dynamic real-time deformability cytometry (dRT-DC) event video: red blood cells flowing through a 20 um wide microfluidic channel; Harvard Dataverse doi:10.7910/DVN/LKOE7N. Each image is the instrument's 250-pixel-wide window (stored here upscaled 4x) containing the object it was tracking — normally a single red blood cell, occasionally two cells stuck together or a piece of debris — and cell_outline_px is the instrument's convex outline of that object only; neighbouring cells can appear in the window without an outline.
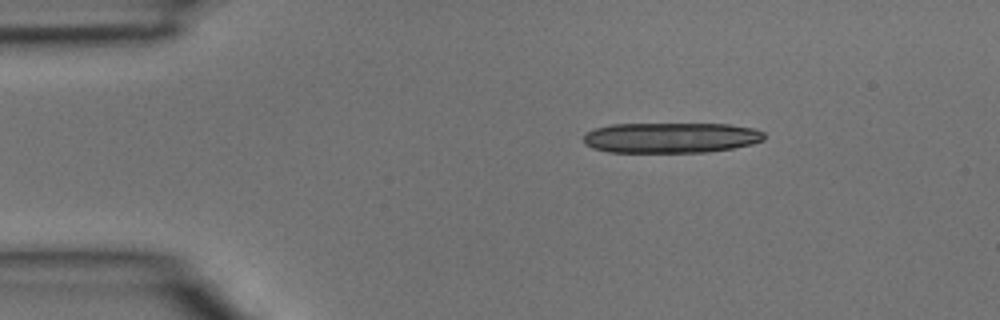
{"species": "common noctule bat (a hibernating species)", "species_latin": "Nyctalus noctula", "temperature_condition": "room temperature", "stored_images_in_passage": 3, "camera_frame_rate_fps": 3000, "um_per_image_px": 0.085, "animal": {"sex": "male", "body_mass_g": 15.6}, "frame": {"image": 1, "passage_image": 1, "time_ms": 0.0, "image_size_px": [1000, 320], "cell_outline_px": [[764, 140], [752, 144], [732, 148], [708, 152], [608, 152], [592, 148], [584, 144], [584, 136], [588, 132], [596, 128], [612, 124], [728, 124], [752, 128], [764, 132]], "centroid_in_image_um": [57.02, 11.71], "position_along_channel_um": 28.0, "area_um2": 32.02}}